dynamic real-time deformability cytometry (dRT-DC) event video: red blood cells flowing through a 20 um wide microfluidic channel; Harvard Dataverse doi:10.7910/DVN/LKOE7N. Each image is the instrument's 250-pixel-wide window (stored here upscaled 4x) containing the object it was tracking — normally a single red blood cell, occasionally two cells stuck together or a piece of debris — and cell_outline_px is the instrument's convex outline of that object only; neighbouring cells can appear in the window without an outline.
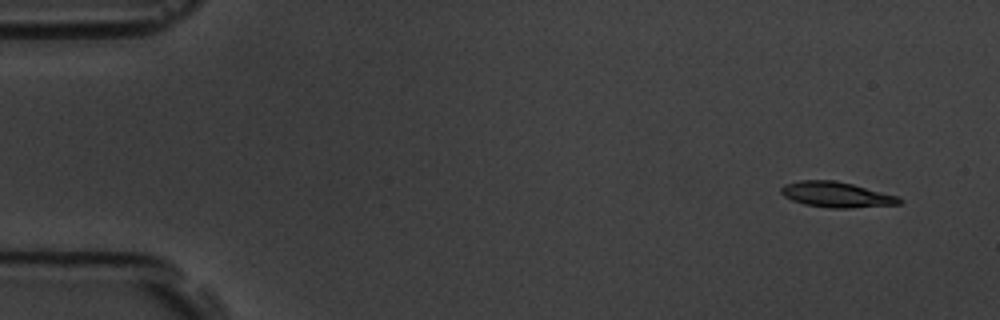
{"species": "common noctule bat (a hibernating species)", "species_latin": "Nyctalus noctula", "temperature_condition": "room temperature", "stored_images_in_passage": 8, "camera_frame_rate_fps": 3000, "um_per_image_px": 0.085, "animal": {"sex": "male", "body_mass_g": 19.5, "forearm_length_mm": 54.6}, "frame": {"image": 1, "passage_image": 1, "time_ms": 0.0, "image_size_px": [1000, 320], "cell_outline_px": [[904, 200], [900, 204], [848, 208], [828, 208], [804, 204], [792, 200], [784, 196], [780, 192], [780, 188], [784, 184], [800, 180], [836, 180], [852, 184], [896, 196]], "centroid_in_image_um": [71.05, 16.54], "position_along_channel_um": 13.9, "area_um2": 17.46}}
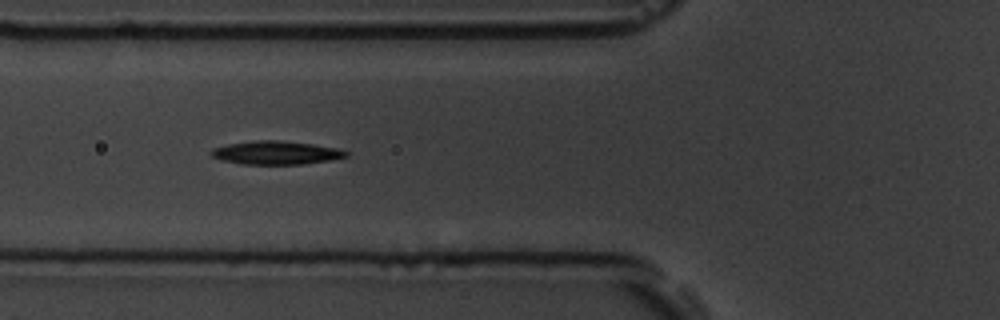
{"frame": {"image": 2, "passage_image": 6, "time_ms": 5.667, "image_size_px": [1000, 320], "cell_outline_px": [[348, 156], [332, 160], [304, 164], [240, 164], [220, 160], [212, 156], [208, 152], [212, 148], [228, 144], [256, 140], [276, 140], [312, 144], [336, 148], [348, 152]], "centroid_in_image_um": [23.42, 12.99], "position_along_channel_um": 102.4, "area_um2": 18.44}}
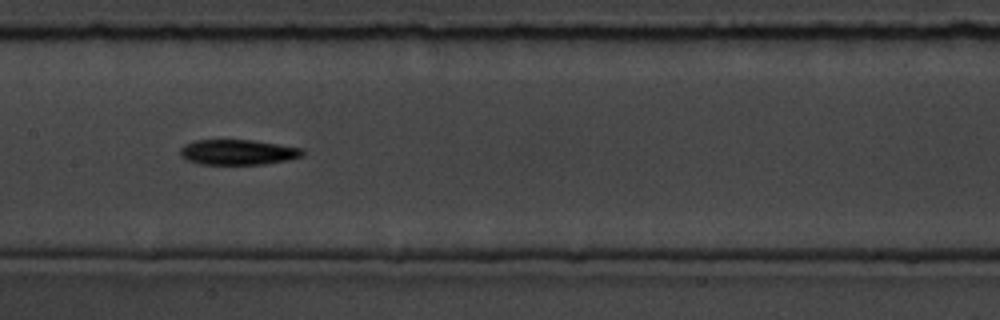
{"frame": {"image": 3, "passage_image": 8, "time_ms": 8.0, "image_size_px": [1000, 320], "cell_outline_px": [[304, 156], [288, 160], [264, 164], [200, 164], [188, 160], [180, 156], [180, 148], [184, 144], [196, 140], [252, 140], [304, 148]], "centroid_in_image_um": [20.24, 12.93], "position_along_channel_um": 187.2, "area_um2": 18.09}}